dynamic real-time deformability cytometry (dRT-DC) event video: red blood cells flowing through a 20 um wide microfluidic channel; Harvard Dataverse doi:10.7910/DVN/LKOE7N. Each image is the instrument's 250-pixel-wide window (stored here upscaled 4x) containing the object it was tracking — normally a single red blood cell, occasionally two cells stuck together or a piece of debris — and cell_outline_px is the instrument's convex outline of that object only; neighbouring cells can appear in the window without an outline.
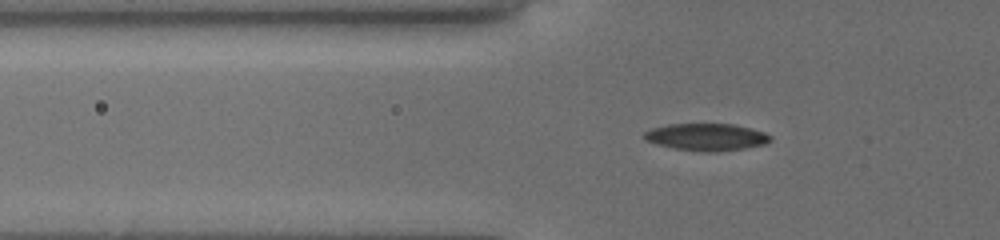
{"species": "common noctule bat (a hibernating species)", "species_latin": "Nyctalus noctula", "temperature_condition": "cold", "stored_images_in_passage": 43, "camera_frame_rate_fps": 3000, "um_per_image_px": 0.085, "animal": {"sex": "female", "body_mass_g": 19.5, "forearm_length_mm": 54.1}, "frame": {"image": 1, "passage_image": 16, "time_ms": 6.333, "image_size_px": [1000, 240], "cell_outline_px": [[772, 140], [764, 144], [744, 148], [712, 152], [704, 152], [676, 148], [656, 144], [644, 140], [644, 132], [652, 128], [668, 124], [732, 124], [764, 132], [772, 136]], "centroid_in_image_um": [60.03, 11.64], "position_along_channel_um": 65.8, "area_um2": 19.77}}
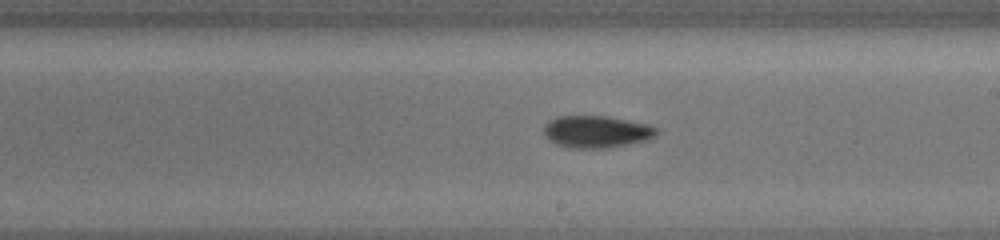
{"frame": {"image": 2, "passage_image": 27, "time_ms": 11.0, "image_size_px": [1000, 240], "cell_outline_px": [[660, 132], [656, 136], [648, 140], [608, 148], [568, 148], [556, 144], [548, 140], [544, 136], [544, 128], [548, 120], [560, 116], [608, 116], [652, 124], [660, 128]], "centroid_in_image_um": [50.76, 11.19], "position_along_channel_um": 238.2, "area_um2": 21.62}}
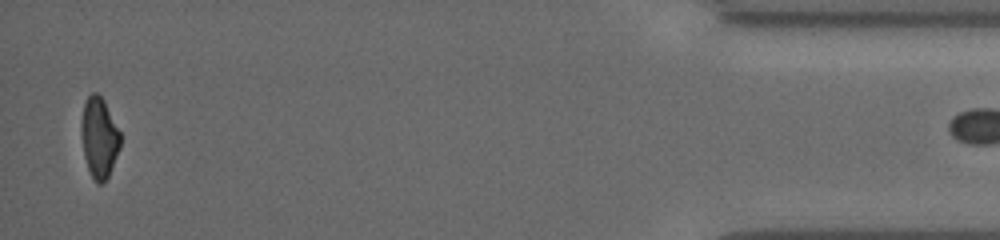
{"frame": {"image": 3, "passage_image": 42, "time_ms": 17.667, "image_size_px": [1000, 240], "cell_outline_px": [[120, 148], [108, 176], [100, 184], [96, 184], [88, 168], [84, 156], [80, 136], [80, 128], [84, 104], [88, 96], [92, 92], [96, 92], [104, 100], [120, 132]], "centroid_in_image_um": [8.41, 11.69], "position_along_channel_um": 426.8, "area_um2": 18.26}}